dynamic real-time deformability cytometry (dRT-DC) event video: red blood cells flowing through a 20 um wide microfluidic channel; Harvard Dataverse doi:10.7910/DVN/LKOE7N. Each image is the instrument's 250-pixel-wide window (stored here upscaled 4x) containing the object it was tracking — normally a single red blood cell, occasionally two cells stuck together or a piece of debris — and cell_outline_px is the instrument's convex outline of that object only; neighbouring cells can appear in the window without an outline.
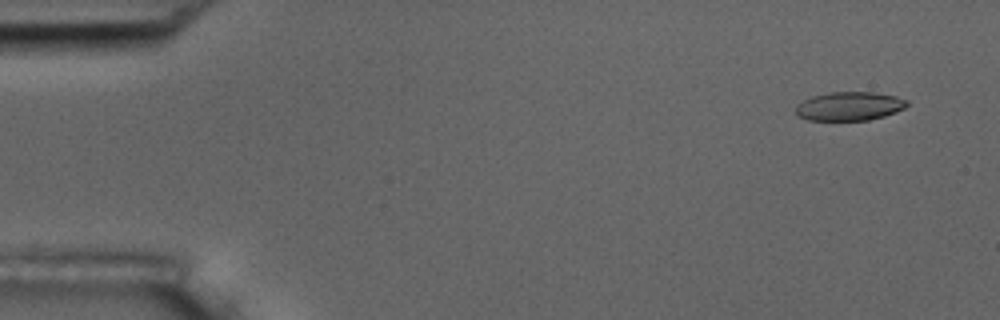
{"species": "common noctule bat (a hibernating species)", "species_latin": "Nyctalus noctula", "temperature_condition": "room temperature", "stored_images_in_passage": 56, "camera_frame_rate_fps": 3000, "um_per_image_px": 0.085, "animal": {"sex": "male", "body_mass_g": 17.5, "forearm_length_mm": 52.3}, "frame": {"image": 1, "passage_image": 4, "time_ms": 1.0, "image_size_px": [1000, 320], "cell_outline_px": [[908, 104], [904, 108], [896, 112], [884, 116], [868, 120], [808, 120], [796, 116], [796, 104], [812, 96], [828, 92], [872, 92], [896, 96], [908, 100]], "centroid_in_image_um": [72.18, 9.02], "position_along_channel_um": 12.8, "area_um2": 18.73}}
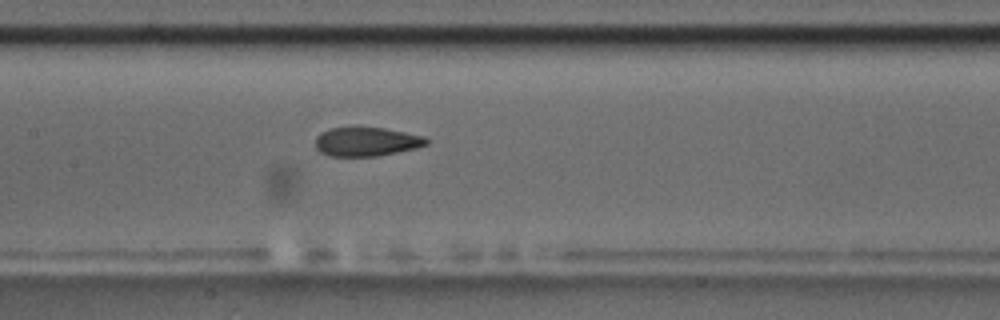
{"frame": {"image": 2, "passage_image": 27, "time_ms": 8.667, "image_size_px": [1000, 320], "cell_outline_px": [[428, 144], [416, 148], [376, 156], [328, 156], [320, 152], [316, 148], [316, 136], [320, 132], [332, 128], [356, 124], [360, 124], [384, 128], [424, 136], [428, 140]], "centroid_in_image_um": [31.1, 12.0], "position_along_channel_um": 176.3, "area_um2": 19.36}}
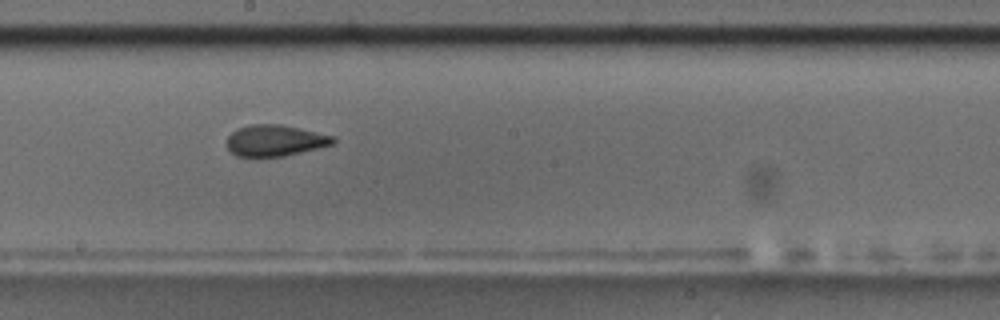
{"frame": {"image": 3, "passage_image": 31, "time_ms": 10.0, "image_size_px": [1000, 320], "cell_outline_px": [[336, 140], [332, 144], [284, 156], [236, 156], [228, 148], [228, 136], [236, 128], [252, 124], [280, 124], [332, 136]], "centroid_in_image_um": [23.33, 11.94], "position_along_channel_um": 224.9, "area_um2": 18.9}, "authors_computed_cell_mechanics": {"area_um2": 19.7098, "velocity_mm_per_s": 3.668, "shape_relaxation_time_tau1_ms": null, "shape_relaxation_time_tau2_ms": 1.5233, "deformation_change_tau1": null, "deformation_change_tau2": 0.0793}}